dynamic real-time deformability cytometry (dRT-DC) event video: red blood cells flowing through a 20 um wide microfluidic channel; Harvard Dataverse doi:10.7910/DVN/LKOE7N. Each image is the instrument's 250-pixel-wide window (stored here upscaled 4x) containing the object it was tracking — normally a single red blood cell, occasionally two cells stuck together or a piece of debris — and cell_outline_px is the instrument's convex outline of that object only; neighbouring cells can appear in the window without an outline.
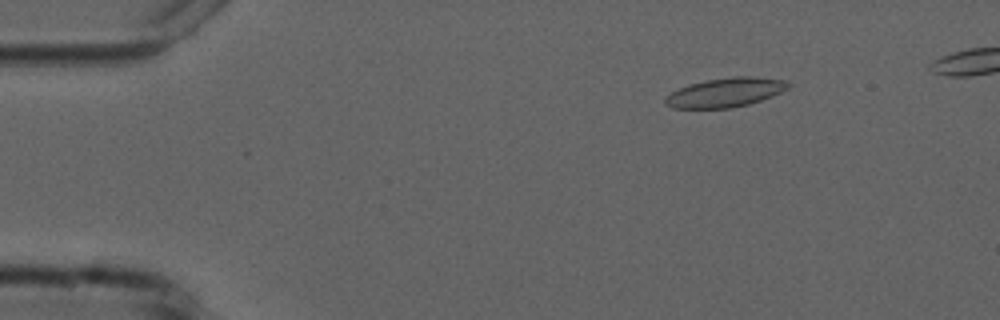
{"species": "common noctule bat (a hibernating species)", "species_latin": "Nyctalus noctula", "temperature_condition": "cold", "stored_images_in_passage": 7, "camera_frame_rate_fps": 3000, "um_per_image_px": 0.085, "animal": {"sex": "male", "forearm_length_mm": 52.5}, "frame": {"image": 1, "passage_image": 3, "time_ms": 2.333, "image_size_px": [1000, 320], "cell_outline_px": [[792, 84], [788, 88], [772, 96], [748, 104], [732, 108], [672, 108], [664, 100], [672, 92], [688, 84], [708, 80], [736, 76], [752, 76], [784, 80]], "centroid_in_image_um": [61.69, 7.85], "position_along_channel_um": 23.3, "area_um2": 20.63}}